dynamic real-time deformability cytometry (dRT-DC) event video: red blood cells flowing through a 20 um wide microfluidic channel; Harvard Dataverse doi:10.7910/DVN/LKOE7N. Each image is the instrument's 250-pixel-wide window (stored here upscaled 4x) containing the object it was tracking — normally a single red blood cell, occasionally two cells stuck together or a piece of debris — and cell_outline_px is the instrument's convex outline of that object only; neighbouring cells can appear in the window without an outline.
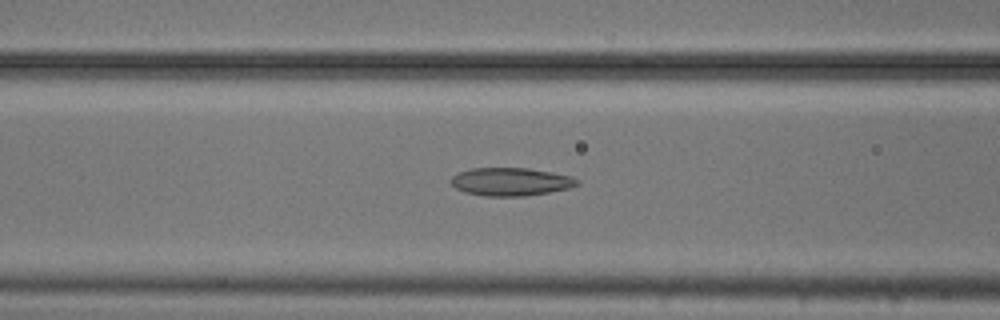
{"species": "common noctule bat (a hibernating species)", "species_latin": "Nyctalus noctula", "temperature_condition": "cold", "stored_images_in_passage": 42, "camera_frame_rate_fps": 3000, "um_per_image_px": 0.085, "animal": {"sex": "male", "body_mass_g": 20.5, "forearm_length_mm": 52.5}, "frame": {"image": 1, "passage_image": 14, "time_ms": 4.333, "image_size_px": [1000, 320], "cell_outline_px": [[580, 184], [568, 188], [548, 192], [524, 196], [484, 196], [464, 192], [456, 188], [448, 180], [452, 176], [460, 172], [472, 168], [528, 168], [552, 172], [572, 176], [580, 180]], "centroid_in_image_um": [43.41, 15.44], "position_along_channel_um": 123.2, "area_um2": 20.69}}
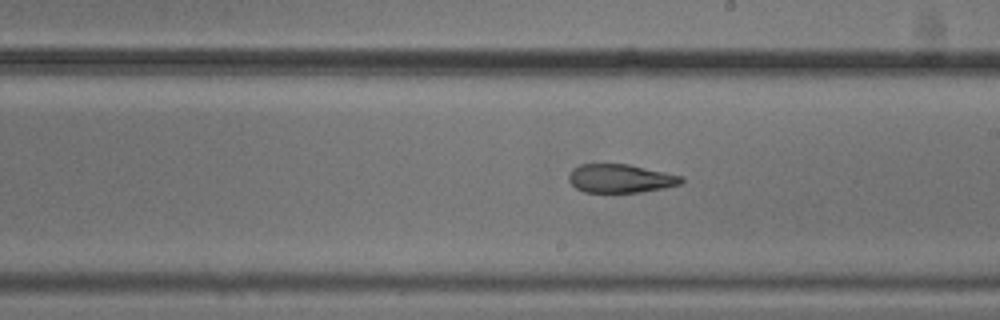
{"frame": {"image": 2, "passage_image": 23, "time_ms": 7.333, "image_size_px": [1000, 320], "cell_outline_px": [[684, 180], [680, 184], [664, 188], [640, 192], [584, 192], [576, 188], [568, 180], [568, 176], [572, 168], [580, 164], [628, 164], [684, 176]], "centroid_in_image_um": [52.74, 15.16], "position_along_channel_um": 236.3, "area_um2": 18.79}}
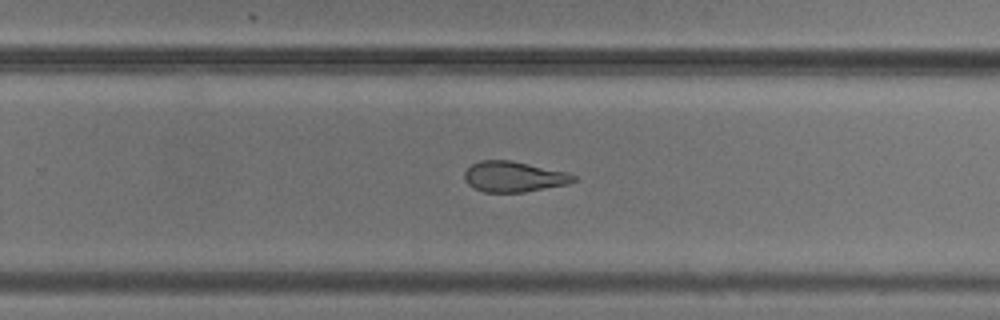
{"frame": {"image": 3, "passage_image": 27, "time_ms": 8.667, "image_size_px": [1000, 320], "cell_outline_px": [[576, 180], [568, 184], [524, 192], [484, 192], [472, 188], [464, 180], [464, 172], [472, 164], [480, 160], [512, 160], [568, 172], [576, 176]], "centroid_in_image_um": [43.66, 15.01], "position_along_channel_um": 286.1, "area_um2": 19.59}, "authors_computed_cell_mechanics": {"area_um2": 20.0277, "velocity_mm_per_s": 3.7591, "shape_relaxation_time_tau1_ms": 8.669, "shape_relaxation_time_tau2_ms": 2.6967, "deformation_change_tau1": 0.169, "deformation_change_tau2": 0.0964}}